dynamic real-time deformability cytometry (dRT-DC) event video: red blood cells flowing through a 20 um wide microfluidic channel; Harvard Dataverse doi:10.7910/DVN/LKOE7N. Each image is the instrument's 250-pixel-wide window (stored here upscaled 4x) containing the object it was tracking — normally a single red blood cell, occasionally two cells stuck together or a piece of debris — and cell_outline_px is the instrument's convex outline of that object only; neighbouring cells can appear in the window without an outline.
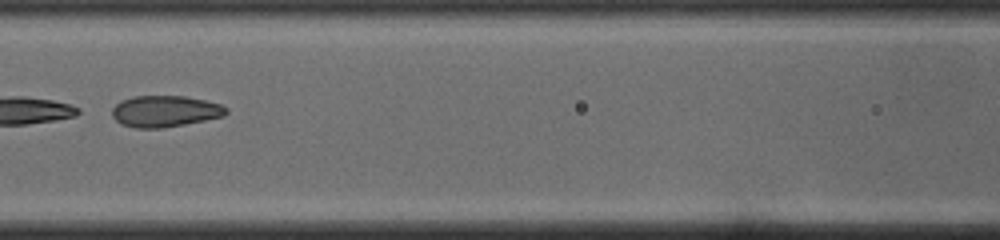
{"species": "common noctule bat (a hibernating species)", "species_latin": "Nyctalus noctula", "temperature_condition": "cold", "stored_images_in_passage": 50, "camera_frame_rate_fps": 3000, "um_per_image_px": 0.085, "animal": {"sex": "male", "body_mass_g": 19.0, "forearm_length_mm": 50.8}, "frame": {"image": 1, "passage_image": 22, "time_ms": 7.0, "image_size_px": [1000, 240], "cell_outline_px": [[228, 112], [224, 116], [164, 128], [136, 128], [120, 124], [112, 116], [112, 108], [120, 100], [132, 96], [184, 96], [204, 100], [220, 104], [228, 108]], "centroid_in_image_um": [14.0, 9.45], "position_along_channel_um": 152.6, "area_um2": 20.92}}